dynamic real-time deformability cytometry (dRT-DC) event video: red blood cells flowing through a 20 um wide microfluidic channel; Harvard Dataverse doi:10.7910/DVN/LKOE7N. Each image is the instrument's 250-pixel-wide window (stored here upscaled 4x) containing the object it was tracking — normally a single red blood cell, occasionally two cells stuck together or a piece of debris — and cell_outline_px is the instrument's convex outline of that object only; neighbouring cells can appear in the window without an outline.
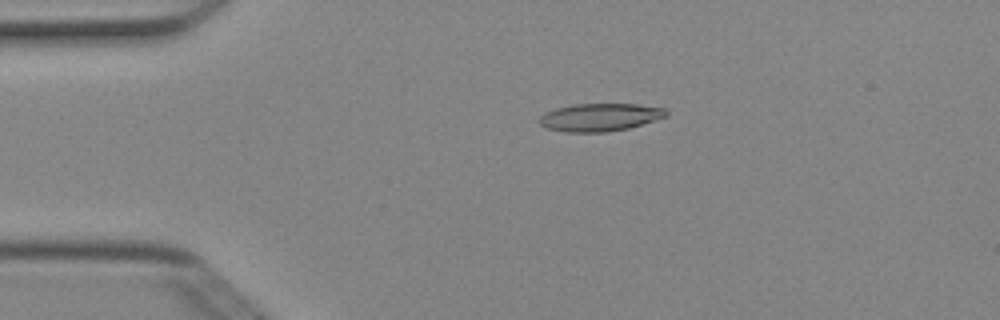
{"species": "Egyptian fruit bat (a non-hibernating species)", "species_latin": "Rousettus aegyptiacus", "temperature_condition": "cold", "stored_images_in_passage": 4, "camera_frame_rate_fps": 3000, "um_per_image_px": 0.085, "animal": {"sex": "female"}, "frame": {"image": 1, "passage_image": 3, "time_ms": 0.667, "image_size_px": [1000, 320], "cell_outline_px": [[668, 116], [628, 128], [608, 132], [564, 132], [548, 128], [540, 124], [536, 120], [544, 112], [556, 108], [576, 104], [636, 104], [664, 108], [668, 112]], "centroid_in_image_um": [50.96, 9.97], "position_along_channel_um": 34.0, "area_um2": 20.58}}